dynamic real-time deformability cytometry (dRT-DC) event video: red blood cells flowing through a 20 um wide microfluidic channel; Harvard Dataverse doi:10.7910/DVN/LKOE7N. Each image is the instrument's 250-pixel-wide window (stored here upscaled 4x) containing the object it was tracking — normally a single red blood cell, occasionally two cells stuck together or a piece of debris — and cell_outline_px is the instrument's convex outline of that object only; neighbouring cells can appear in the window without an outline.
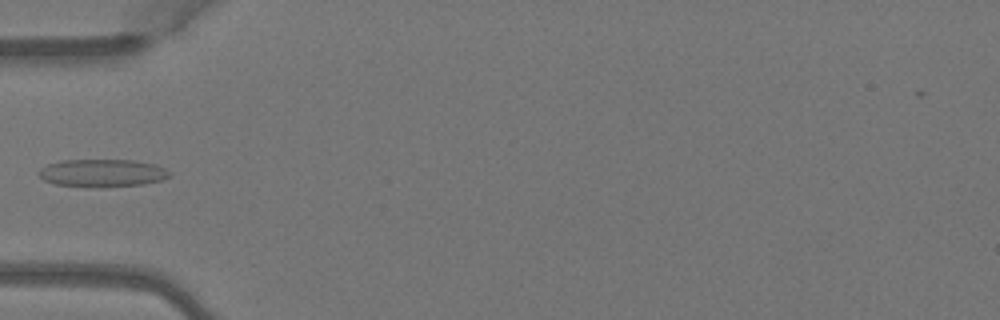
{"species": "Egyptian fruit bat (a non-hibernating species)", "species_latin": "Rousettus aegyptiacus", "temperature_condition": "warm", "stored_images_in_passage": 3, "camera_frame_rate_fps": 3000, "um_per_image_px": 0.085, "animal": {"sex": "female"}, "frame": {"image": 1, "passage_image": 2, "time_ms": 0.333, "image_size_px": [1000, 320], "cell_outline_px": [[172, 176], [164, 180], [144, 184], [104, 188], [100, 188], [52, 184], [44, 180], [36, 172], [40, 168], [48, 164], [60, 160], [132, 160], [156, 164], [172, 172]], "centroid_in_image_um": [8.72, 14.72], "position_along_channel_um": 76.3, "area_um2": 21.68}}
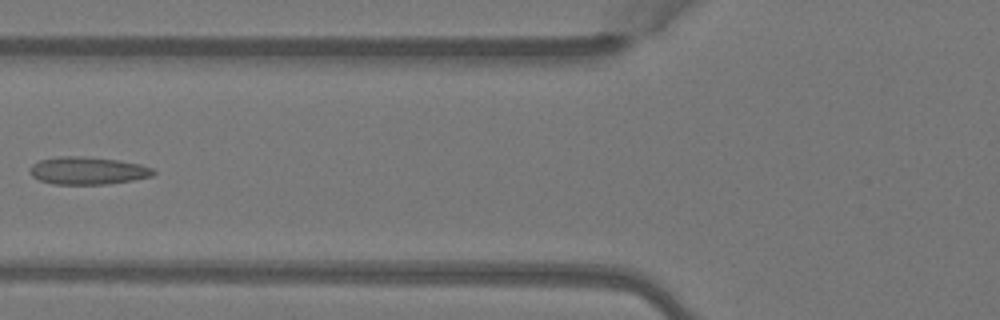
{"frame": {"image": 2, "passage_image": 3, "time_ms": 0.667, "image_size_px": [1000, 320], "cell_outline_px": [[156, 172], [152, 176], [132, 180], [108, 184], [52, 184], [40, 180], [32, 176], [28, 172], [28, 168], [32, 164], [40, 160], [60, 156], [88, 156], [120, 160], [140, 164], [156, 168]], "centroid_in_image_um": [7.47, 14.49], "position_along_channel_um": 118.3, "area_um2": 20.17}}